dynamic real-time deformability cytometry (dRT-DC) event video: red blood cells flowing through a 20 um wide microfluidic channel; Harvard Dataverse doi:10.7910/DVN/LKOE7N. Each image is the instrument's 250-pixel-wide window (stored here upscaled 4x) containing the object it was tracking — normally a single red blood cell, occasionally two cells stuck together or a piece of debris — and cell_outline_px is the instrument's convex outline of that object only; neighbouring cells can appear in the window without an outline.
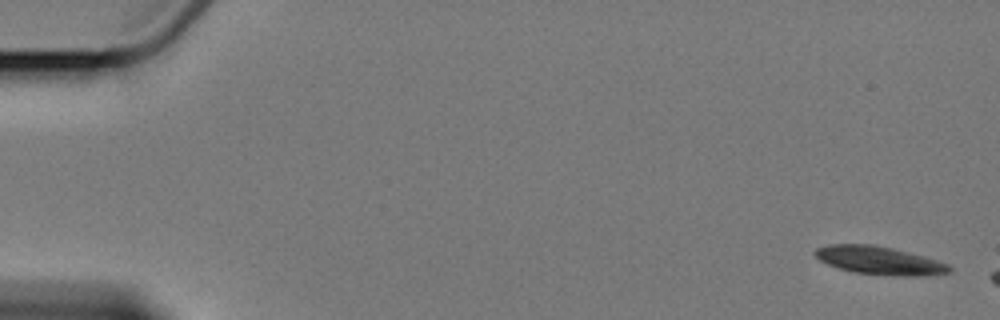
{"species": "Egyptian fruit bat (a non-hibernating species)", "species_latin": "Rousettus aegyptiacus", "temperature_condition": "cold", "stored_images_in_passage": 4, "camera_frame_rate_fps": 3000, "um_per_image_px": 0.085, "animal": {"sex": "female"}, "frame": {"image": 1, "passage_image": 1, "time_ms": 0.0, "image_size_px": [1000, 320], "cell_outline_px": [[952, 272], [924, 276], [908, 276], [856, 272], [840, 268], [828, 264], [820, 260], [812, 252], [816, 248], [828, 244], [876, 244], [924, 256], [948, 264], [952, 268]], "centroid_in_image_um": [74.75, 22.12], "position_along_channel_um": 10.2, "area_um2": 21.85}}